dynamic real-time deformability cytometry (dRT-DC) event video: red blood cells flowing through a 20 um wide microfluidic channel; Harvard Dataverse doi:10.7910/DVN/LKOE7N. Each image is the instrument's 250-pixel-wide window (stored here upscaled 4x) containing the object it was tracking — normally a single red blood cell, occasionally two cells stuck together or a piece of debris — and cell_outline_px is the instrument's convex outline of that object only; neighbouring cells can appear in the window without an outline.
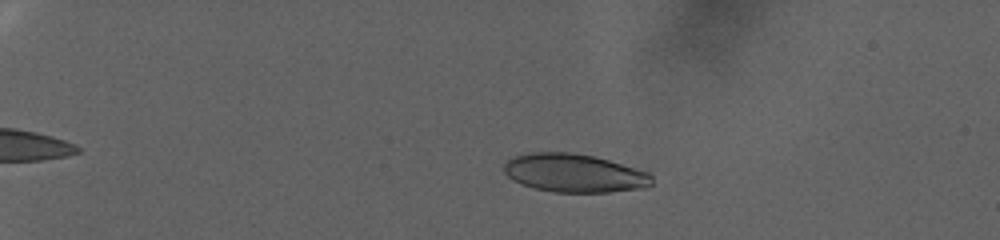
{"species": "human", "species_latin": "Homo sapiens", "temperature_condition": "warm", "stored_images_in_passage": 87, "camera_frame_rate_fps": 3000, "um_per_image_px": 0.085, "donor": {"sex": "female"}, "frame": {"image": 1, "passage_image": 22, "time_ms": 7.0, "image_size_px": [1000, 240], "cell_outline_px": [[652, 184], [644, 188], [608, 192], [556, 192], [536, 188], [520, 184], [512, 180], [504, 172], [504, 164], [508, 160], [516, 156], [528, 152], [572, 152], [592, 156], [608, 160], [648, 172], [652, 176]], "centroid_in_image_um": [48.8, 14.71], "position_along_channel_um": 36.2, "area_um2": 32.95}}
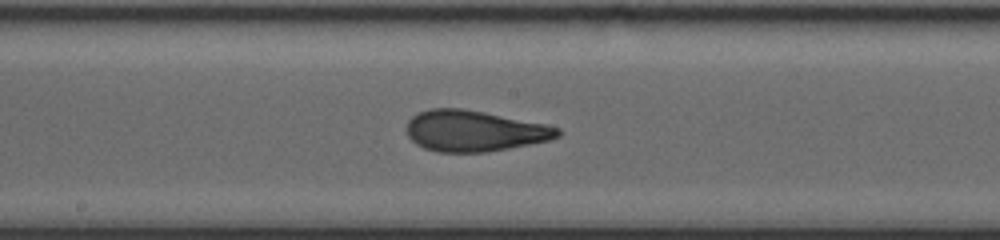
{"frame": {"image": 2, "passage_image": 54, "time_ms": 17.667, "image_size_px": [1000, 240], "cell_outline_px": [[560, 136], [548, 140], [508, 148], [484, 152], [436, 152], [424, 148], [416, 144], [408, 136], [408, 120], [416, 112], [432, 108], [460, 108], [484, 112], [544, 124], [560, 128]], "centroid_in_image_um": [40.27, 11.12], "position_along_channel_um": 207.9, "area_um2": 35.78}}
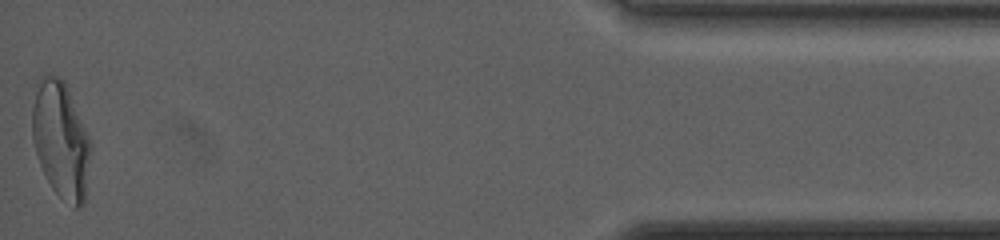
{"frame": {"image": 3, "passage_image": 87, "time_ms": 28.667, "image_size_px": [1000, 240], "cell_outline_px": [[92, 148], [84, 204], [80, 208], [72, 208], [52, 188], [40, 164], [32, 140], [32, 108], [36, 80], [44, 76], [60, 76], [64, 80], [68, 88], [92, 144]], "centroid_in_image_um": [5.18, 11.9], "position_along_channel_um": 430.0, "area_um2": 40.0}, "authors_computed_cell_mechanics": {"area_um2": 35.258, "velocity_mm_per_s": 2.5897, "shape_relaxation_time_tau1_ms": 10.9595, "shape_relaxation_time_tau2_ms": 1.3246, "deformation_change_tau1": 0.2621, "deformation_change_tau2": 0.0878}}